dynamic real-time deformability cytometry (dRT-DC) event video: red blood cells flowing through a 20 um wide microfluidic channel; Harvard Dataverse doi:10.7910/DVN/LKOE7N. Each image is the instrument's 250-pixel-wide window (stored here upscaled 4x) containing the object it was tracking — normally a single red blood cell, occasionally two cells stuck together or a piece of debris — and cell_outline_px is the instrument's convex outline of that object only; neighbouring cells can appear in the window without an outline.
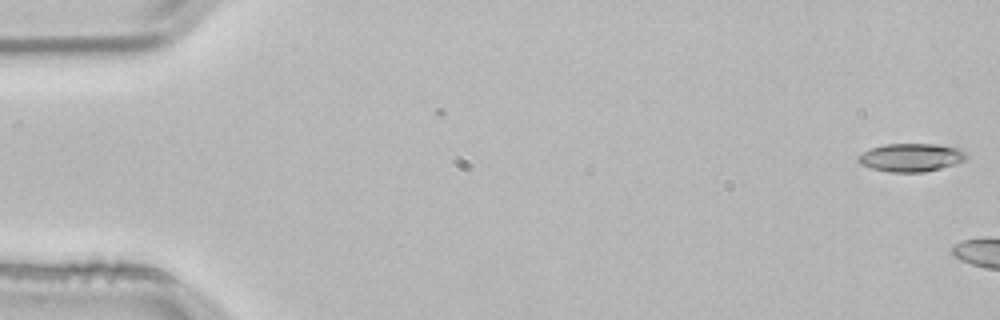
{"species": "common noctule bat (a hibernating species)", "species_latin": "Nyctalus noctula", "temperature_condition": "room temperature", "stored_images_in_passage": 3, "camera_frame_rate_fps": 3000, "um_per_image_px": 0.085, "animal": {"sex": "male", "body_mass_g": 21.5, "forearm_length_mm": 52.0}, "frame": {"image": 1, "passage_image": 3, "time_ms": 0.667, "image_size_px": [1000, 320], "cell_outline_px": [[968, 156], [964, 160], [956, 164], [924, 172], [892, 172], [872, 168], [860, 164], [856, 160], [856, 156], [872, 148], [884, 144], [936, 144], [956, 148], [964, 152]], "centroid_in_image_um": [77.41, 13.39], "position_along_channel_um": 7.6, "area_um2": 17.63}}